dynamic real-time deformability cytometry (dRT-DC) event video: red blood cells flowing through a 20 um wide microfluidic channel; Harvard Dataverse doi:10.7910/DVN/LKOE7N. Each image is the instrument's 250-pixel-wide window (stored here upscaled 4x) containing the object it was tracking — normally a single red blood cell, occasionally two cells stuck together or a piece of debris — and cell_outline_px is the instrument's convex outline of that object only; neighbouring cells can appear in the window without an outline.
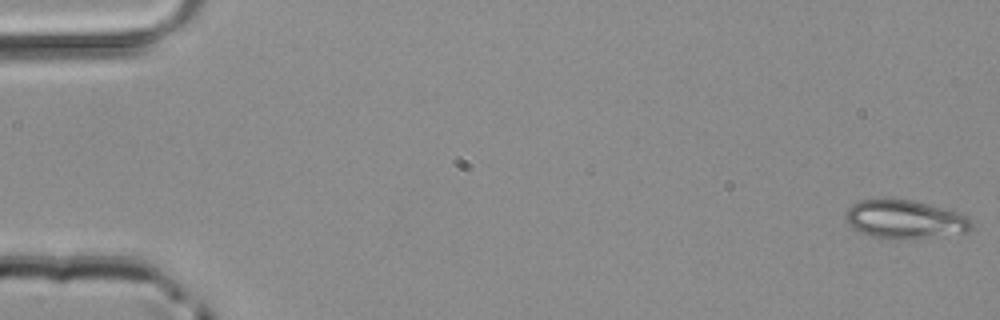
{"species": "common noctule bat (a hibernating species)", "species_latin": "Nyctalus noctula", "temperature_condition": "room temperature", "stored_images_in_passage": 50, "camera_frame_rate_fps": 3000, "um_per_image_px": 0.085, "animal": {"sex": "male", "body_mass_g": 20.4}, "frame": {"image": 1, "passage_image": 1, "time_ms": 0.0, "image_size_px": [1000, 320], "cell_outline_px": [[972, 228], [968, 232], [908, 240], [872, 236], [860, 232], [852, 228], [848, 224], [848, 208], [852, 204], [860, 200], [912, 200], [960, 212], [968, 216], [972, 224]], "centroid_in_image_um": [76.98, 18.66], "position_along_channel_um": 8.0, "area_um2": 28.03}}
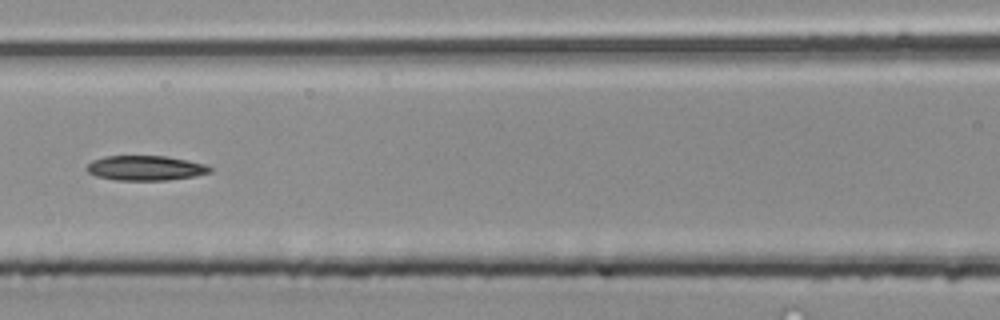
{"frame": {"image": 2, "passage_image": 23, "time_ms": 7.333, "image_size_px": [1000, 320], "cell_outline_px": [[212, 172], [196, 176], [168, 180], [116, 180], [96, 176], [88, 172], [88, 164], [92, 160], [104, 156], [164, 156], [188, 160], [208, 164], [212, 168]], "centroid_in_image_um": [12.42, 14.28], "position_along_channel_um": 154.2, "area_um2": 17.92}}
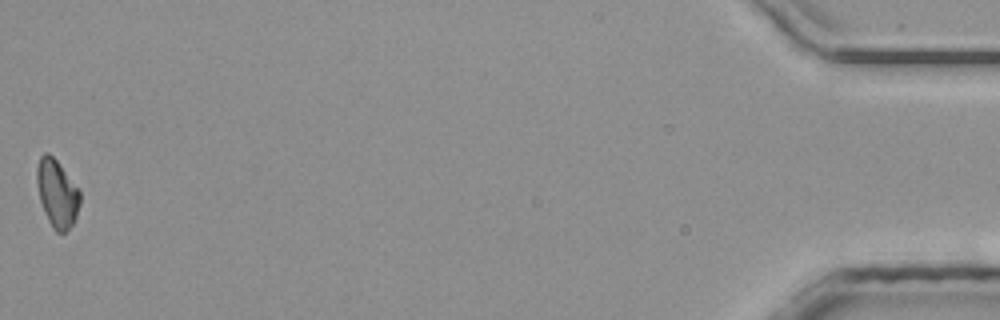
{"frame": {"image": 3, "passage_image": 50, "time_ms": 16.333, "image_size_px": [1000, 320], "cell_outline_px": [[80, 204], [76, 216], [72, 224], [64, 232], [56, 232], [52, 228], [44, 212], [40, 200], [36, 184], [36, 168], [40, 156], [44, 152], [48, 152], [56, 160], [80, 192]], "centroid_in_image_um": [4.82, 16.44], "position_along_channel_um": 430.4, "area_um2": 16.82}}